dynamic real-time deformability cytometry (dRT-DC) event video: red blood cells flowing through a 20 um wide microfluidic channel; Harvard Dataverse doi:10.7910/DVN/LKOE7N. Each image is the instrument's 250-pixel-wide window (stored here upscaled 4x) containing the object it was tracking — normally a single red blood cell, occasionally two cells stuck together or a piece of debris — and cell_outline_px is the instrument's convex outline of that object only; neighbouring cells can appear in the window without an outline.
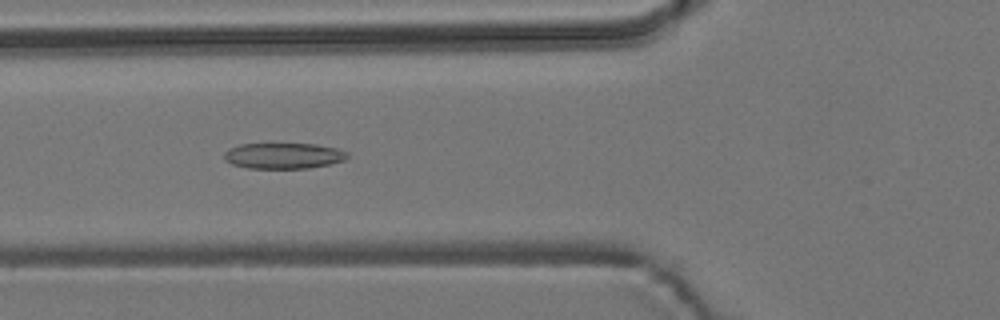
{"species": "common noctule bat (a hibernating species)", "species_latin": "Nyctalus noctula", "temperature_condition": "room temperature", "stored_images_in_passage": 54, "camera_frame_rate_fps": 3000, "um_per_image_px": 0.085, "animal": {"sex": "male", "body_mass_g": 19.2, "forearm_length_mm": 51.8}, "frame": {"image": 1, "passage_image": 20, "time_ms": 6.333, "image_size_px": [1000, 320], "cell_outline_px": [[348, 156], [344, 160], [332, 164], [308, 168], [248, 168], [232, 164], [224, 160], [224, 152], [228, 148], [240, 144], [316, 144], [336, 148], [348, 152]], "centroid_in_image_um": [24.09, 13.24], "position_along_channel_um": 101.7, "area_um2": 18.61}}
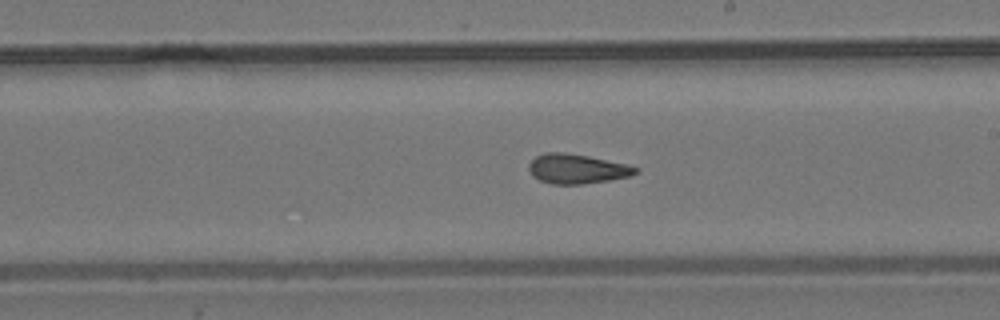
{"frame": {"image": 2, "passage_image": 31, "time_ms": 10.0, "image_size_px": [1000, 320], "cell_outline_px": [[640, 168], [636, 172], [628, 176], [608, 180], [580, 184], [552, 184], [540, 180], [532, 176], [528, 168], [528, 164], [536, 156], [544, 152], [564, 152], [588, 156], [624, 164]], "centroid_in_image_um": [48.97, 14.34], "position_along_channel_um": 240.0, "area_um2": 18.15}}
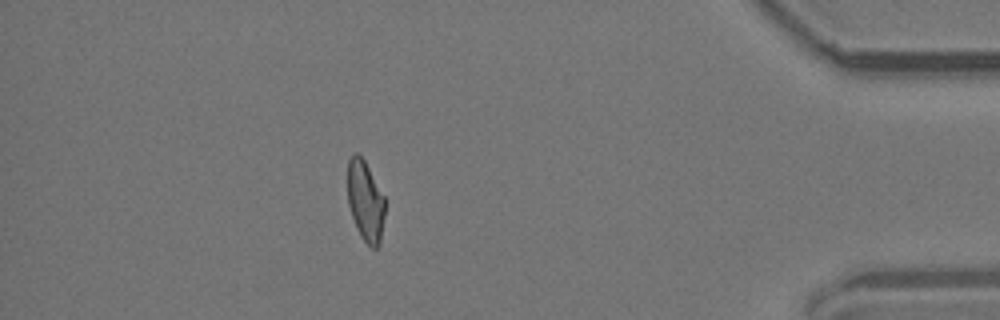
{"frame": {"image": 3, "passage_image": 48, "time_ms": 15.667, "image_size_px": [1000, 320], "cell_outline_px": [[384, 216], [380, 244], [376, 248], [372, 248], [360, 236], [356, 228], [348, 204], [348, 160], [352, 152], [356, 152], [364, 160], [384, 196]], "centroid_in_image_um": [31.04, 17.09], "position_along_channel_um": 404.2, "area_um2": 17.46}, "authors_computed_cell_mechanics": {"area_um2": 18.7561, "velocity_mm_per_s": 3.7623, "shape_relaxation_time_tau1_ms": null, "shape_relaxation_time_tau2_ms": 2.7642, "deformation_change_tau1": null, "deformation_change_tau2": 0.1081}}